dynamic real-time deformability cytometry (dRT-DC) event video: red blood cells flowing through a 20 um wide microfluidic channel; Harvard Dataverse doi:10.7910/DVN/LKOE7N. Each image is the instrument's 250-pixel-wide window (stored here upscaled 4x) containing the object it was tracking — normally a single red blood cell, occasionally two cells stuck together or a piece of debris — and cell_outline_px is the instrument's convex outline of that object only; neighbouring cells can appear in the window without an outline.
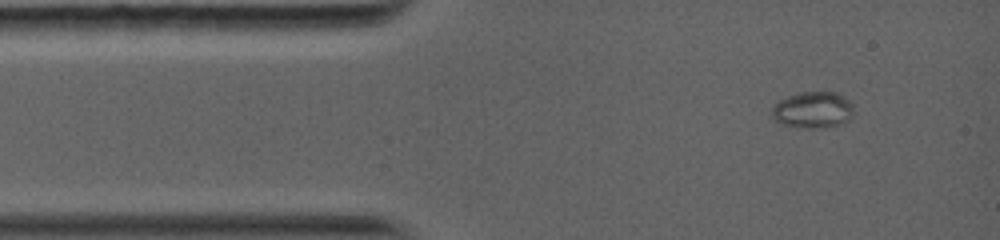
{"species": "common noctule bat (a hibernating species)", "species_latin": "Nyctalus noctula", "temperature_condition": "warm", "stored_images_in_passage": 42, "camera_frame_rate_fps": 5000, "um_per_image_px": 0.085, "animal": {"sex": "female", "body_mass_g": 19.0, "forearm_length_mm": 56.7}, "frame": {"image": 1, "passage_image": 1, "time_ms": 0.0, "image_size_px": [1000, 240], "cell_outline_px": [[852, 112], [848, 120], [840, 124], [820, 128], [808, 128], [784, 124], [776, 120], [772, 116], [772, 108], [780, 100], [788, 96], [800, 92], [836, 92], [844, 96], [852, 104]], "centroid_in_image_um": [69.1, 9.33], "position_along_channel_um": 15.9, "area_um2": 17.05}}
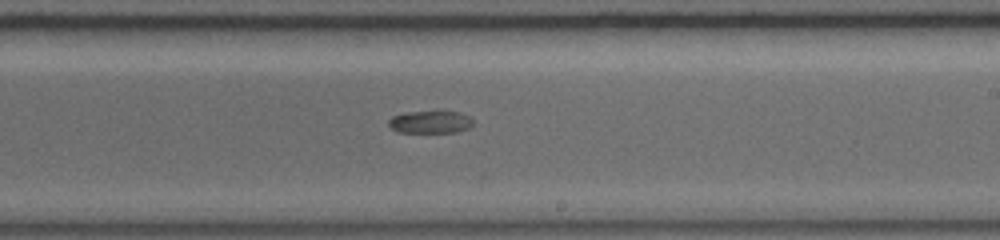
{"frame": {"image": 2, "passage_image": 20, "time_ms": 7.0, "image_size_px": [1000, 240], "cell_outline_px": [[472, 124], [468, 128], [456, 132], [396, 132], [388, 124], [388, 120], [392, 116], [404, 112], [436, 108], [460, 112], [468, 116], [472, 120]], "centroid_in_image_um": [36.56, 10.31], "position_along_channel_um": 252.4, "area_um2": 11.73}}
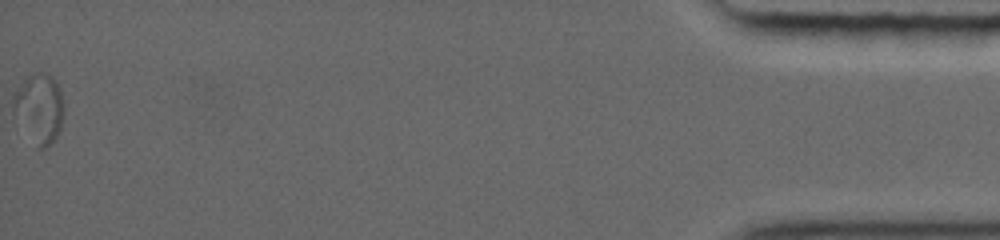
{"frame": {"image": 3, "passage_image": 42, "time_ms": 15.0, "image_size_px": [1000, 240], "cell_outline_px": [[64, 112], [60, 128], [56, 136], [44, 148], [36, 148], [12, 116], [12, 96], [28, 76], [36, 72], [40, 72], [52, 76], [56, 80], [60, 88], [64, 104]], "centroid_in_image_um": [3.31, 9.22], "position_along_channel_um": 431.9, "area_um2": 20.87}}